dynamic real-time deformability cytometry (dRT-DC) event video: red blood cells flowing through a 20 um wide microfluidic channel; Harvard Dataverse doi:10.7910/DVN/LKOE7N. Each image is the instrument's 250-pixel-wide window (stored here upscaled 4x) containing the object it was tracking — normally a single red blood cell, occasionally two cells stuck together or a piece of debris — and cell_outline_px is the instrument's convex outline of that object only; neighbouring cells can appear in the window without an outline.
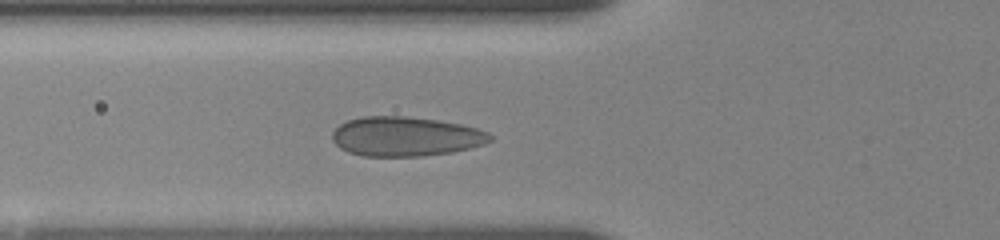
{"species": "human", "species_latin": "Homo sapiens", "temperature_condition": "room temperature", "stored_images_in_passage": 10, "camera_frame_rate_fps": 3000, "um_per_image_px": 0.085, "donor": {"sex": "female"}, "frame": {"image": 1, "passage_image": 5, "time_ms": 4.667, "image_size_px": [1000, 240], "cell_outline_px": [[492, 140], [484, 144], [452, 152], [424, 156], [364, 156], [348, 152], [340, 148], [332, 140], [332, 132], [340, 124], [348, 120], [364, 116], [408, 116], [436, 120], [460, 124], [476, 128], [488, 132], [492, 136]], "centroid_in_image_um": [34.46, 11.6], "position_along_channel_um": 91.3, "area_um2": 36.3}}
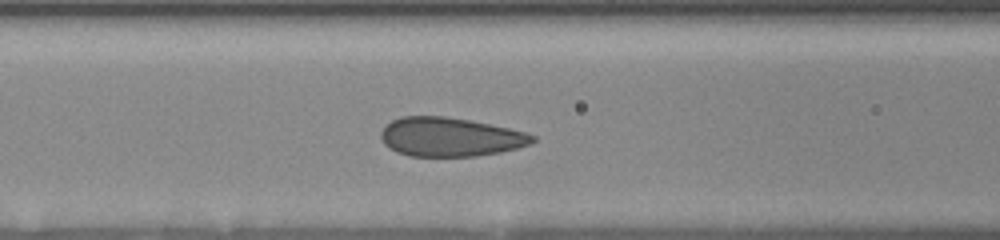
{"frame": {"image": 2, "passage_image": 7, "time_ms": 5.667, "image_size_px": [1000, 240], "cell_outline_px": [[536, 140], [532, 144], [500, 152], [476, 156], [408, 156], [396, 152], [384, 144], [380, 136], [380, 132], [392, 120], [400, 116], [444, 116], [468, 120], [528, 132], [536, 136]], "centroid_in_image_um": [38.27, 11.65], "position_along_channel_um": 128.3, "area_um2": 34.45}}
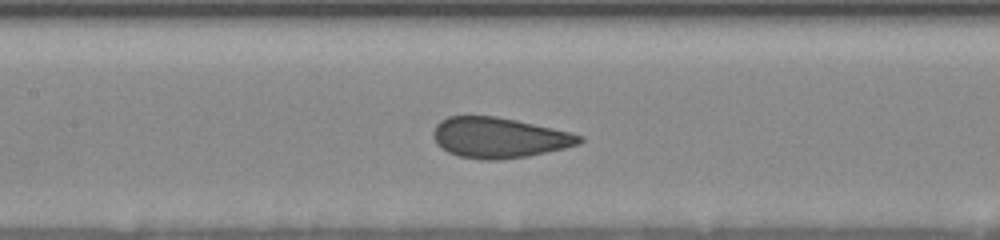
{"frame": {"image": 3, "passage_image": 9, "time_ms": 6.667, "image_size_px": [1000, 240], "cell_outline_px": [[584, 140], [580, 144], [564, 148], [528, 156], [496, 160], [480, 160], [460, 156], [448, 152], [440, 148], [436, 144], [432, 136], [432, 132], [436, 124], [440, 120], [448, 116], [496, 116], [516, 120], [572, 132], [584, 136]], "centroid_in_image_um": [42.41, 11.7], "position_along_channel_um": 165.0, "area_um2": 34.74}}